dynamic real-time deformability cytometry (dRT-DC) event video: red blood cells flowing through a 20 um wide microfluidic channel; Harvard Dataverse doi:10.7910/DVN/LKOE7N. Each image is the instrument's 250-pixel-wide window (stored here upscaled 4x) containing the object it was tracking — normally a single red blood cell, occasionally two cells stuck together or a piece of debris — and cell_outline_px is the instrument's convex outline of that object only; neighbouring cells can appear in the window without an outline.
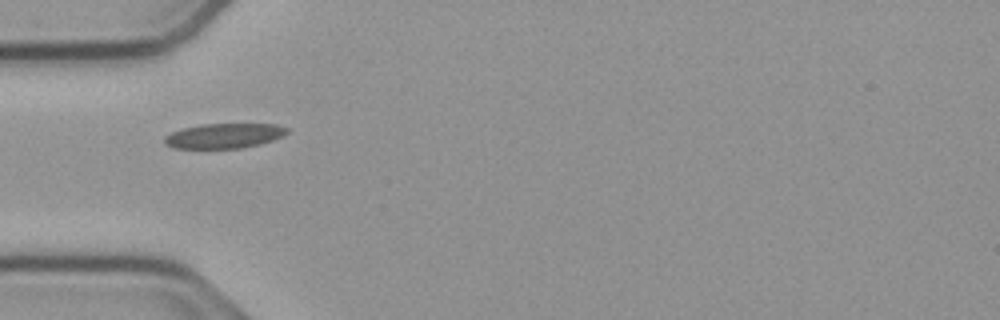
{"species": "common noctule bat (a hibernating species)", "species_latin": "Nyctalus noctula", "temperature_condition": "cold", "stored_images_in_passage": 29, "camera_frame_rate_fps": 3000, "um_per_image_px": 0.085, "animal": {"sex": "male", "body_mass_g": 23.1, "forearm_length_mm": 52.7}, "frame": {"image": 1, "passage_image": 1, "time_ms": 0.0, "image_size_px": [1000, 320], "cell_outline_px": [[288, 132], [272, 140], [260, 144], [240, 148], [176, 148], [164, 144], [164, 136], [180, 128], [200, 124], [276, 124], [288, 128]], "centroid_in_image_um": [19.01, 11.53], "position_along_channel_um": 66.0, "area_um2": 17.74}}
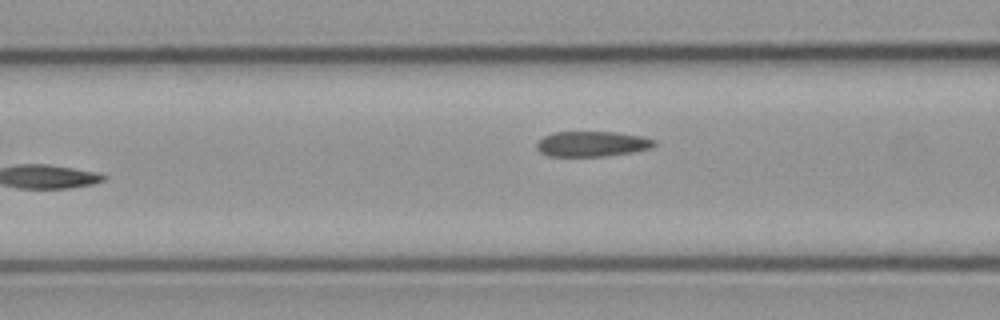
{"frame": {"image": 2, "passage_image": 5, "time_ms": 1.333, "image_size_px": [1000, 320], "cell_outline_px": [[656, 144], [652, 148], [632, 152], [604, 156], [548, 156], [540, 152], [536, 148], [536, 144], [544, 136], [552, 132], [616, 132], [640, 136], [656, 140]], "centroid_in_image_um": [50.32, 12.23], "position_along_channel_um": 116.3, "area_um2": 17.34}}